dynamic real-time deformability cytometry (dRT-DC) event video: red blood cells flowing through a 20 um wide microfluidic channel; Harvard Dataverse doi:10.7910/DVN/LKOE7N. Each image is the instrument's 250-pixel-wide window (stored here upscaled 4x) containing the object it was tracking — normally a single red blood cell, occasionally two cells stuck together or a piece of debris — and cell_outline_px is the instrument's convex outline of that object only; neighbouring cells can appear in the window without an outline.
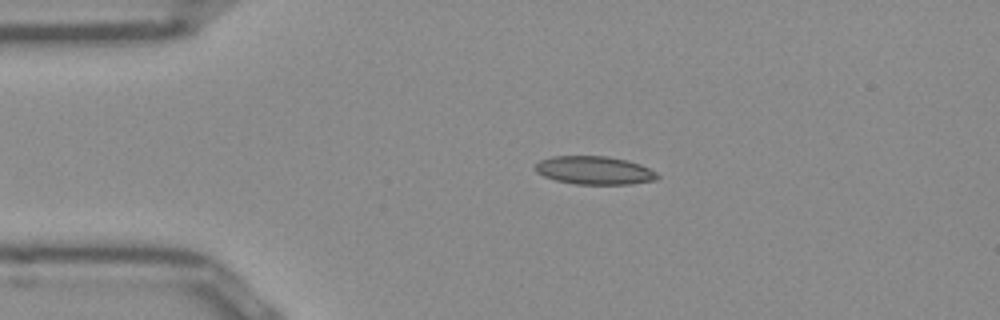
{"species": "Egyptian fruit bat (a non-hibernating species)", "species_latin": "Rousettus aegyptiacus", "temperature_condition": "room temperature", "stored_images_in_passage": 42, "camera_frame_rate_fps": 3000, "um_per_image_px": 0.085, "frame": {"image": 1, "passage_image": 1, "time_ms": 0.0, "image_size_px": [1000, 320], "cell_outline_px": [[660, 176], [656, 180], [632, 184], [576, 184], [556, 180], [544, 176], [536, 172], [536, 164], [540, 160], [552, 156], [608, 156], [640, 164], [656, 172]], "centroid_in_image_um": [50.53, 14.48], "position_along_channel_um": 34.5, "area_um2": 20.0}}
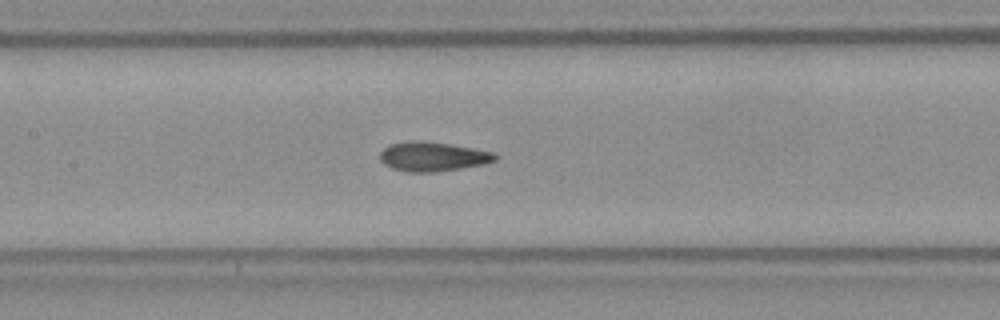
{"frame": {"image": 2, "passage_image": 14, "time_ms": 4.333, "image_size_px": [1000, 320], "cell_outline_px": [[500, 156], [496, 160], [484, 164], [436, 172], [408, 172], [392, 168], [384, 164], [380, 160], [380, 152], [388, 144], [412, 140], [416, 140], [448, 144], [472, 148], [492, 152]], "centroid_in_image_um": [36.76, 13.31], "position_along_channel_um": 170.6, "area_um2": 19.65}}
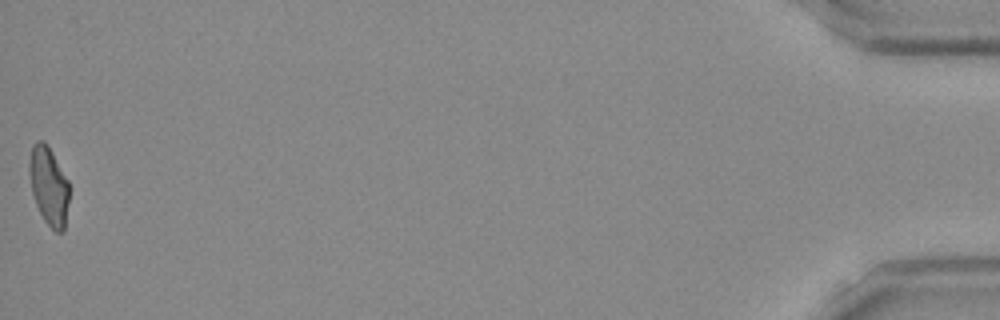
{"frame": {"image": 3, "passage_image": 42, "time_ms": 13.667, "image_size_px": [1000, 320], "cell_outline_px": [[68, 200], [64, 232], [56, 232], [44, 220], [36, 204], [32, 192], [28, 172], [28, 164], [32, 144], [36, 140], [44, 140], [52, 152], [68, 180]], "centroid_in_image_um": [4.12, 15.77], "position_along_channel_um": 431.1, "area_um2": 18.21}, "authors_computed_cell_mechanics": {"area_um2": 18.9873, "velocity_mm_per_s": 3.9074, "shape_relaxation_time_tau1_ms": null, "shape_relaxation_time_tau2_ms": 2.2333, "deformation_change_tau1": null, "deformation_change_tau2": 0.0739}}